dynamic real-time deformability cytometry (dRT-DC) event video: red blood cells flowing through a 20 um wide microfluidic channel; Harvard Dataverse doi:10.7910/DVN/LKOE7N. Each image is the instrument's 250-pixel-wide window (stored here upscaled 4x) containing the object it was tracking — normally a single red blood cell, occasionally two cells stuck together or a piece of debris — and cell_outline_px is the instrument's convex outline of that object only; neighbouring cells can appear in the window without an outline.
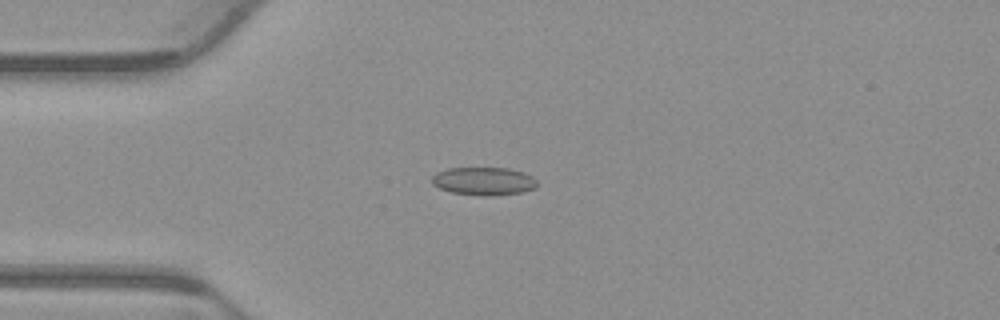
{"species": "common noctule bat (a hibernating species)", "species_latin": "Nyctalus noctula", "temperature_condition": "warm", "stored_images_in_passage": 53, "camera_frame_rate_fps": 3000, "um_per_image_px": 0.085, "animal": {"sex": "male", "body_mass_g": 23.1, "forearm_length_mm": 52.7}, "frame": {"image": 1, "passage_image": 13, "time_ms": 4.0, "image_size_px": [1000, 320], "cell_outline_px": [[536, 184], [532, 188], [520, 192], [452, 192], [440, 188], [432, 184], [432, 176], [436, 172], [448, 168], [508, 168], [524, 172], [532, 176], [536, 180]], "centroid_in_image_um": [41.06, 15.31], "position_along_channel_um": 43.9, "area_um2": 15.95}}
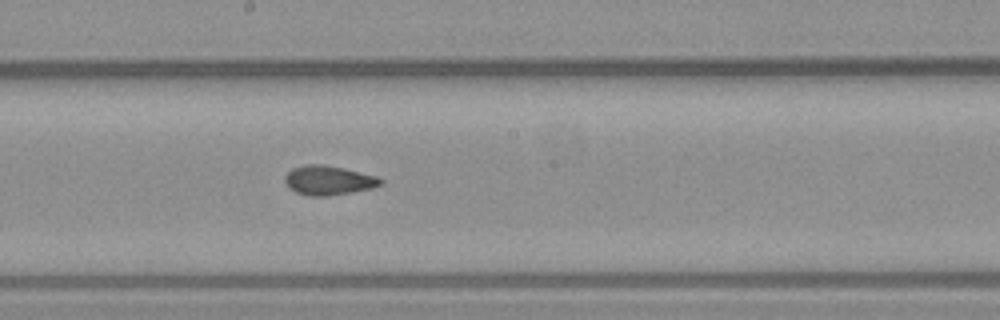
{"frame": {"image": 2, "passage_image": 28, "time_ms": 9.0, "image_size_px": [1000, 320], "cell_outline_px": [[384, 180], [380, 184], [372, 188], [352, 192], [328, 196], [308, 196], [296, 192], [288, 188], [284, 180], [284, 176], [292, 168], [308, 164], [324, 164], [344, 168], [380, 176]], "centroid_in_image_um": [27.93, 15.32], "position_along_channel_um": 220.3, "area_um2": 16.59}}
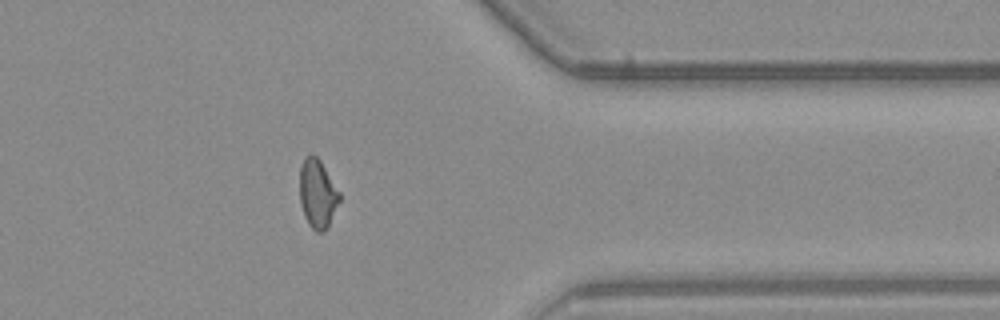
{"frame": {"image": 3, "passage_image": 42, "time_ms": 13.667, "image_size_px": [1000, 320], "cell_outline_px": [[340, 200], [324, 232], [316, 232], [308, 224], [304, 216], [300, 204], [300, 168], [304, 160], [312, 152], [320, 160], [340, 192]], "centroid_in_image_um": [26.98, 16.47], "position_along_channel_um": 384.4, "area_um2": 15.78}, "authors_computed_cell_mechanics": {"area_um2": 16.1262, "velocity_mm_per_s": 3.8565, "shape_relaxation_time_tau1_ms": null, "shape_relaxation_time_tau2_ms": 1.9815, "deformation_change_tau1": null, "deformation_change_tau2": 0.0818}}